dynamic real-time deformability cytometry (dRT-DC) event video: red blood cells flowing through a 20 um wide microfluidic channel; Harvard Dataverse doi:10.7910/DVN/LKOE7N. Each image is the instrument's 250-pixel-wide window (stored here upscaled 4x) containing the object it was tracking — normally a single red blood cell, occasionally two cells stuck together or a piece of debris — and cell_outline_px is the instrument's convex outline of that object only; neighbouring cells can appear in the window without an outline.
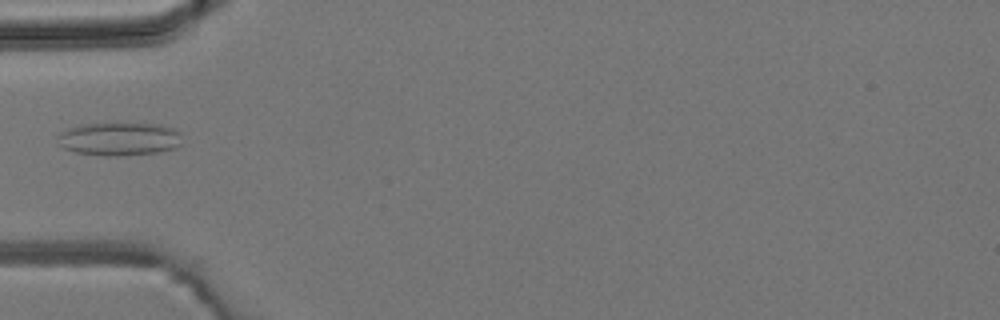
{"species": "common noctule bat (a hibernating species)", "species_latin": "Nyctalus noctula", "temperature_condition": "room temperature", "stored_images_in_passage": 4, "camera_frame_rate_fps": 3000, "um_per_image_px": 0.085, "animal": {"sex": "male", "body_mass_g": 19.2, "forearm_length_mm": 51.8}, "frame": {"image": 1, "passage_image": 4, "time_ms": 4.0, "image_size_px": [1000, 320], "cell_outline_px": [[180, 144], [176, 148], [156, 152], [120, 156], [100, 156], [76, 152], [64, 148], [60, 144], [56, 136], [60, 132], [68, 128], [80, 124], [160, 124], [176, 128], [180, 132]], "centroid_in_image_um": [10.13, 11.81], "position_along_channel_um": 74.9, "area_um2": 24.16}}